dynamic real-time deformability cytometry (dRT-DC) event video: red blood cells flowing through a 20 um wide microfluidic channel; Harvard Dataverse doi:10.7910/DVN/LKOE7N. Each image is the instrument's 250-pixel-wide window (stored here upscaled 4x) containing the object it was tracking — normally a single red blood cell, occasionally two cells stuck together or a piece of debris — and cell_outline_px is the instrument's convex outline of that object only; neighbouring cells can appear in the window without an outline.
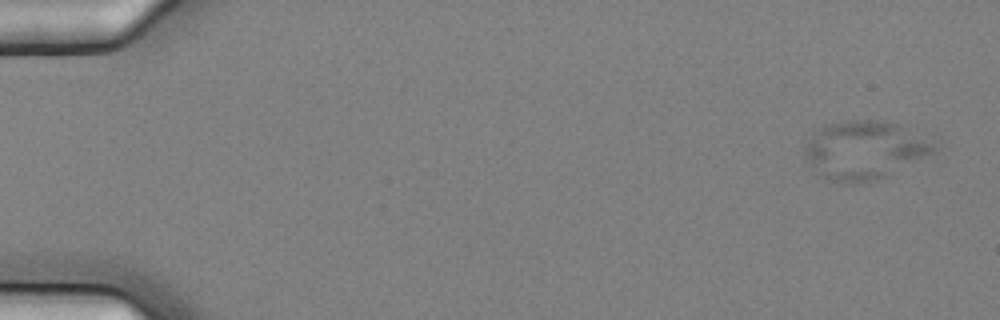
{"species": "common noctule bat (a hibernating species)", "species_latin": "Nyctalus noctula", "temperature_condition": "cold", "stored_images_in_passage": 8, "camera_frame_rate_fps": 3000, "um_per_image_px": 0.085, "animal": {"sex": "female", "body_mass_g": 25.1}, "frame": {"image": 1, "passage_image": 1, "time_ms": 0.0, "image_size_px": [1000, 320], "cell_outline_px": [[940, 148], [936, 152], [876, 180], [832, 180], [824, 176], [804, 156], [804, 148], [808, 140], [824, 124], [848, 120], [876, 120], [896, 124], [936, 144]], "centroid_in_image_um": [73.5, 12.71], "position_along_channel_um": 11.5, "area_um2": 42.37}}
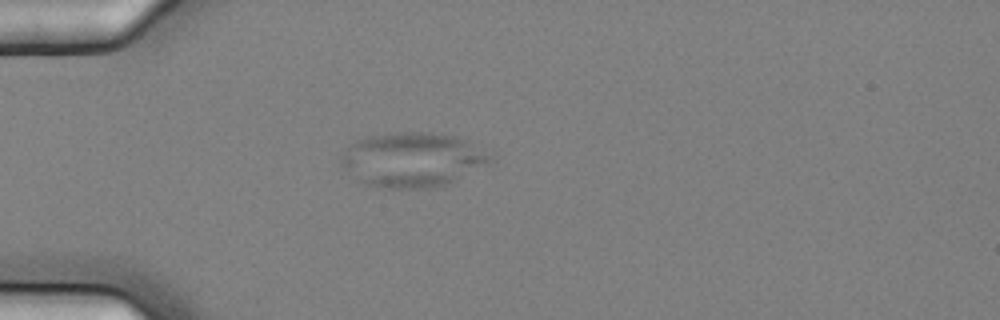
{"frame": {"image": 2, "passage_image": 5, "time_ms": 1.333, "image_size_px": [1000, 320], "cell_outline_px": [[496, 156], [492, 160], [444, 184], [432, 188], [392, 188], [368, 184], [360, 180], [344, 168], [340, 164], [340, 156], [356, 140], [368, 136], [396, 132], [432, 132], [452, 136], [468, 140], [496, 152]], "centroid_in_image_um": [35.1, 13.53], "position_along_channel_um": 49.9, "area_um2": 46.99}}
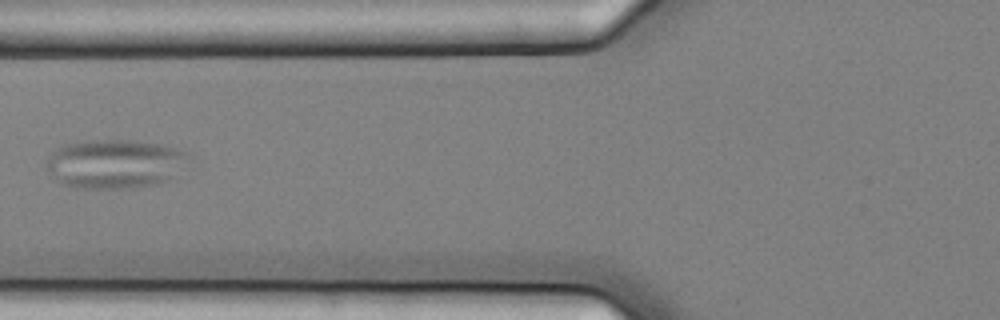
{"frame": {"image": 3, "passage_image": 7, "time_ms": 2.0, "image_size_px": [1000, 320], "cell_outline_px": [[188, 152], [172, 176], [160, 184], [128, 188], [84, 188], [60, 184], [52, 176], [48, 168], [48, 160], [56, 148], [64, 144], [96, 140], [128, 140], [160, 144]], "centroid_in_image_um": [9.68, 13.93], "position_along_channel_um": 116.1, "area_um2": 39.65}}